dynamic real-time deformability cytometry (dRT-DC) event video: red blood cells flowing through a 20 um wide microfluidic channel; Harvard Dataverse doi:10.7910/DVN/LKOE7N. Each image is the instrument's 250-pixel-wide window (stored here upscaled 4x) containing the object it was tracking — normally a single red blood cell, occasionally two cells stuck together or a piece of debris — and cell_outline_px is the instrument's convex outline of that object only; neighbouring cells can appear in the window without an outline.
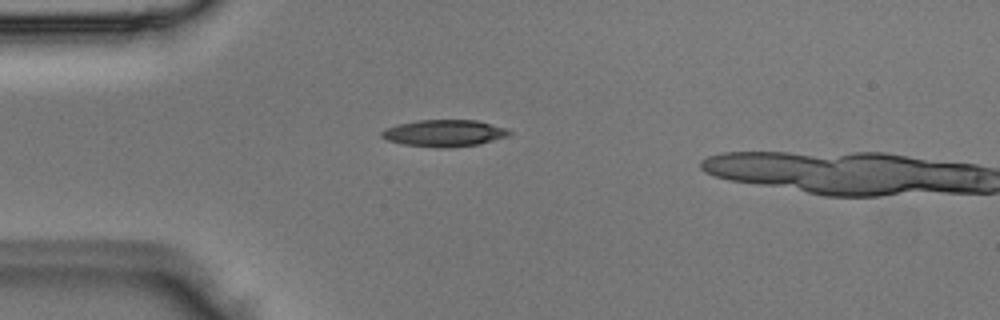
{"species": "Egyptian fruit bat (a non-hibernating species)", "species_latin": "Rousettus aegyptiacus", "temperature_condition": "room temperature", "stored_images_in_passage": 3, "camera_frame_rate_fps": 3000, "um_per_image_px": 0.085, "animal": {"sex": "male"}, "frame": {"image": 1, "passage_image": 2, "time_ms": 0.333, "image_size_px": [1000, 320], "cell_outline_px": [[512, 132], [508, 136], [480, 144], [404, 144], [388, 140], [380, 136], [380, 132], [384, 128], [396, 124], [416, 120], [476, 120], [508, 128]], "centroid_in_image_um": [37.76, 11.24], "position_along_channel_um": 47.2, "area_um2": 18.9}}